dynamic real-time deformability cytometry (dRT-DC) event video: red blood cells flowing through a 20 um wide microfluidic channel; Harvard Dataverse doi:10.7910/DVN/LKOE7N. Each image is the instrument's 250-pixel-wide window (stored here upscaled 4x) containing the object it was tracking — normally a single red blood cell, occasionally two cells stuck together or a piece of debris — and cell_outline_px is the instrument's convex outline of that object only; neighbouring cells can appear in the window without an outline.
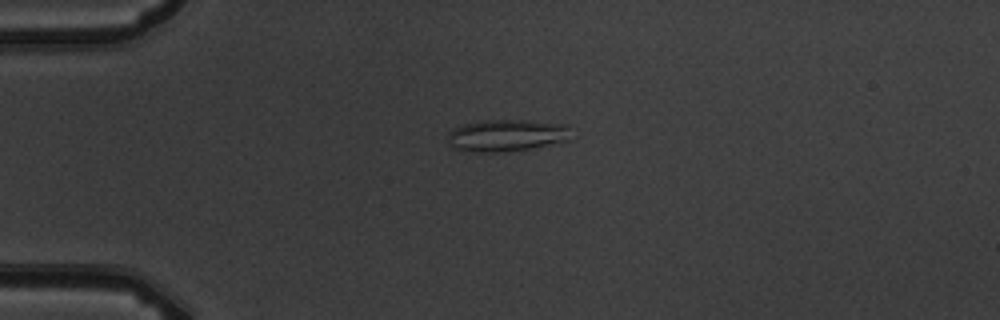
{"species": "common noctule bat (a hibernating species)", "species_latin": "Nyctalus noctula", "temperature_condition": "warm", "stored_images_in_passage": 4, "camera_frame_rate_fps": 3000, "um_per_image_px": 0.085, "animal": {"sex": "male", "body_mass_g": 19.5, "forearm_length_mm": 54.6}, "frame": {"image": 1, "passage_image": 4, "time_ms": 3.333, "image_size_px": [1000, 320], "cell_outline_px": [[572, 140], [528, 148], [500, 152], [476, 152], [456, 148], [448, 144], [448, 132], [452, 128], [460, 124], [484, 120], [524, 120], [568, 124]], "centroid_in_image_um": [43.06, 11.49], "position_along_channel_um": 41.9, "area_um2": 23.12}}